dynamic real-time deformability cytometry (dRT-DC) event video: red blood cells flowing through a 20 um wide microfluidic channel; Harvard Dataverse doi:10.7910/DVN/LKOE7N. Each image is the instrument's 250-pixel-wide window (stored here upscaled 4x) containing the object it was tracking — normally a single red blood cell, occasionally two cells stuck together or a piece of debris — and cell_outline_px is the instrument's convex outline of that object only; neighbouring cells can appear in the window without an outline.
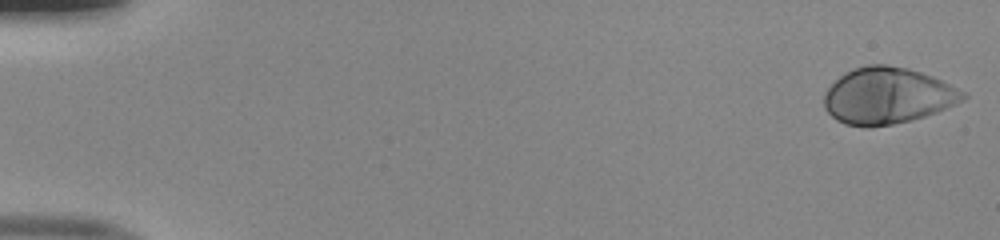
{"species": "human", "species_latin": "Homo sapiens", "temperature_condition": "room temperature", "stored_images_in_passage": 51, "camera_frame_rate_fps": 3000, "um_per_image_px": 0.085, "donor": {"sex": "male"}, "frame": {"image": 1, "passage_image": 1, "time_ms": 0.0, "image_size_px": [1000, 240], "cell_outline_px": [[968, 96], [964, 100], [936, 112], [924, 116], [892, 124], [868, 128], [864, 128], [844, 124], [836, 120], [824, 108], [824, 96], [828, 88], [840, 76], [852, 68], [868, 64], [888, 64], [908, 68], [932, 76], [964, 92]], "centroid_in_image_um": [75.4, 8.14], "position_along_channel_um": 9.6, "area_um2": 45.55}}
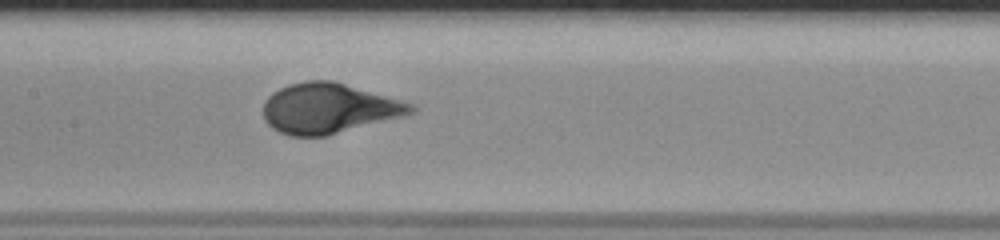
{"frame": {"image": 2, "passage_image": 26, "time_ms": 8.333, "image_size_px": [1000, 240], "cell_outline_px": [[416, 112], [404, 116], [324, 136], [288, 136], [272, 128], [264, 120], [264, 100], [272, 92], [288, 84], [308, 80], [332, 80], [412, 104], [416, 108]], "centroid_in_image_um": [27.9, 9.21], "position_along_channel_um": 179.5, "area_um2": 42.83}}
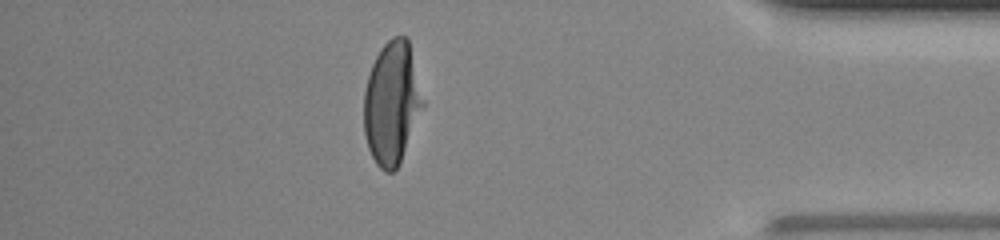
{"frame": {"image": 3, "passage_image": 45, "time_ms": 14.667, "image_size_px": [1000, 240], "cell_outline_px": [[424, 104], [400, 164], [392, 172], [384, 172], [376, 164], [368, 148], [364, 132], [364, 92], [368, 76], [372, 64], [380, 48], [392, 36], [408, 36], [424, 100]], "centroid_in_image_um": [33.31, 8.75], "position_along_channel_um": 401.9, "area_um2": 42.31}, "authors_computed_cell_mechanics": {"area_um2": 43.1766, "velocity_mm_per_s": 4.0075, "shape_relaxation_time_tau1_ms": 3.707, "shape_relaxation_time_tau2_ms": null, "deformation_change_tau1": 0.2237, "deformation_change_tau2": null}}